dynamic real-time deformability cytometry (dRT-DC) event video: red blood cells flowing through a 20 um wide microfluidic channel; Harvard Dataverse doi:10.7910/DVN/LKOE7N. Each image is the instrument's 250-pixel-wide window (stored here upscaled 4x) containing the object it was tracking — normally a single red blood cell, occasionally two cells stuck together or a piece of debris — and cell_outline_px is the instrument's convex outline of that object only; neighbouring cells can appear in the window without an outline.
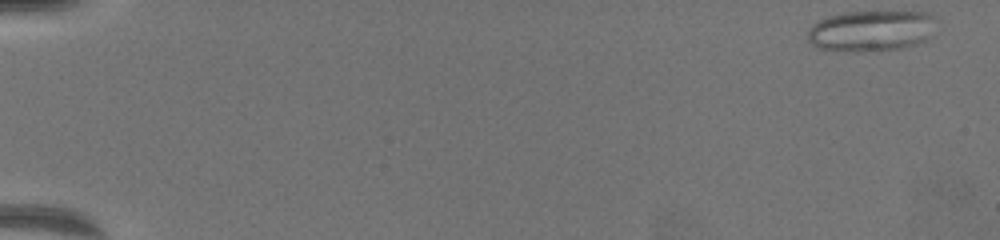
{"species": "common noctule bat (a hibernating species)", "species_latin": "Nyctalus noctula", "temperature_condition": "warm", "stored_images_in_passage": 63, "camera_frame_rate_fps": 3000, "um_per_image_px": 0.085, "animal": {"sex": "female", "body_mass_g": 19.5, "forearm_length_mm": 54.1}, "frame": {"image": 1, "passage_image": 1, "time_ms": 0.0, "image_size_px": [1000, 240], "cell_outline_px": [[936, 16], [928, 36], [924, 40], [916, 44], [900, 48], [856, 52], [848, 52], [816, 48], [808, 40], [808, 28], [812, 24], [828, 16], [848, 12], [928, 12]], "centroid_in_image_um": [73.99, 2.62], "position_along_channel_um": 11.0, "area_um2": 30.52}}
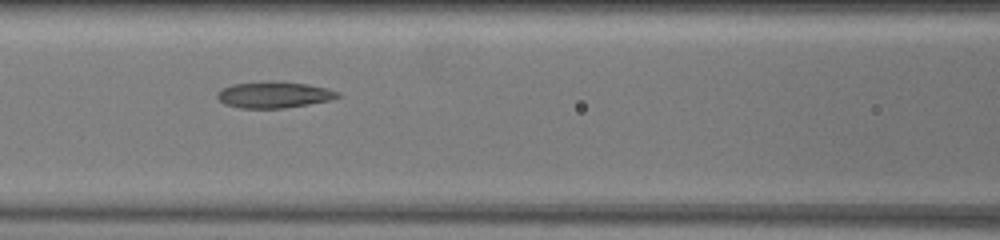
{"frame": {"image": 2, "passage_image": 29, "time_ms": 9.333, "image_size_px": [1000, 240], "cell_outline_px": [[340, 96], [328, 100], [308, 104], [284, 108], [240, 108], [224, 104], [216, 96], [216, 92], [232, 84], [264, 80], [276, 80], [308, 84], [328, 88], [336, 92]], "centroid_in_image_um": [23.23, 8.03], "position_along_channel_um": 143.4, "area_um2": 18.61}}
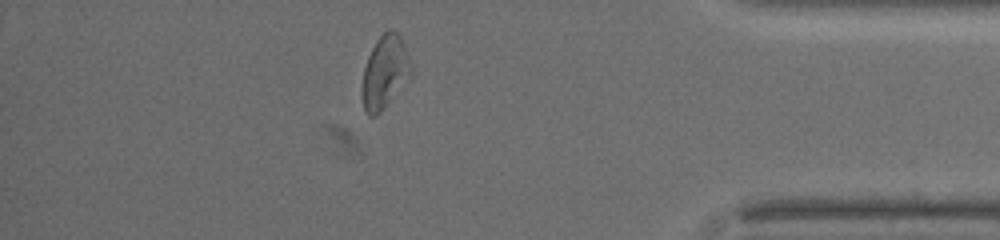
{"frame": {"image": 3, "passage_image": 55, "time_ms": 18.0, "image_size_px": [1000, 240], "cell_outline_px": [[412, 72], [384, 108], [376, 116], [368, 116], [364, 108], [364, 68], [368, 56], [376, 40], [388, 28], [392, 28], [400, 36], [412, 64]], "centroid_in_image_um": [32.73, 6.07], "position_along_channel_um": 402.5, "area_um2": 20.11}, "authors_computed_cell_mechanics": {"area_um2": 20.1144, "velocity_mm_per_s": 3.3299, "shape_relaxation_time_tau1_ms": 9.2186, "shape_relaxation_time_tau2_ms": 2.4396, "deformation_change_tau1": 0.2037, "deformation_change_tau2": 0.0951}}